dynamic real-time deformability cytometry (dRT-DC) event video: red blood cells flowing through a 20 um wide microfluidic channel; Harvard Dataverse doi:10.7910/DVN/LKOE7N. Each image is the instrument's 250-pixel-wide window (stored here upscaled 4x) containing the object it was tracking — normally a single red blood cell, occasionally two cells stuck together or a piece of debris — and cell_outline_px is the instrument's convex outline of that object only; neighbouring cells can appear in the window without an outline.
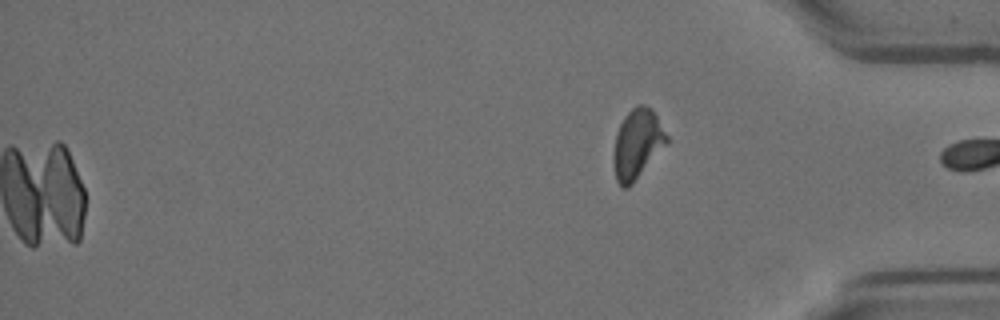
{"species": "Egyptian fruit bat (a non-hibernating species)", "species_latin": "Rousettus aegyptiacus", "temperature_condition": "room temperature", "stored_images_in_passage": 57, "camera_frame_rate_fps": 3000, "um_per_image_px": 0.085, "animal": {"sex": "female"}, "frame": {"image": 1, "passage_image": 57, "time_ms": 18.667, "image_size_px": [1000, 320], "cell_outline_px": [[668, 144], [632, 184], [628, 188], [620, 188], [616, 180], [612, 164], [612, 156], [616, 132], [624, 116], [636, 104], [644, 104], [652, 108], [668, 136]], "centroid_in_image_um": [54.15, 12.25], "position_along_channel_um": 381.1, "area_um2": 22.08}}